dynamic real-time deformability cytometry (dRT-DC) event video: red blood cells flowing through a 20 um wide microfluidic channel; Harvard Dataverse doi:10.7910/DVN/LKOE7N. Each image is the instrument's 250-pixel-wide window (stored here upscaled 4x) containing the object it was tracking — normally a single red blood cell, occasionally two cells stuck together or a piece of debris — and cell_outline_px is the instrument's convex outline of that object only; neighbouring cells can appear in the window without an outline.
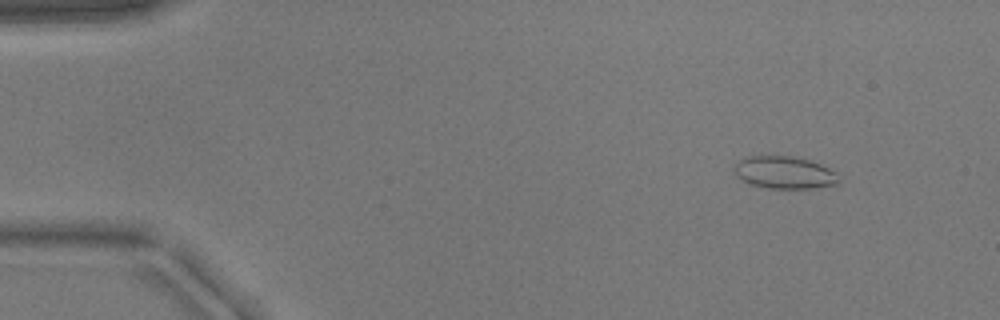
{"species": "common noctule bat (a hibernating species)", "species_latin": "Nyctalus noctula", "temperature_condition": "warm", "stored_images_in_passage": 52, "camera_frame_rate_fps": 3000, "um_per_image_px": 0.085, "animal": {"sex": "male", "body_mass_g": 17.9}, "frame": {"image": 1, "passage_image": 5, "time_ms": 1.333, "image_size_px": [1000, 320], "cell_outline_px": [[840, 180], [836, 184], [812, 188], [768, 188], [748, 184], [740, 180], [736, 176], [736, 164], [744, 156], [792, 156], [812, 160], [836, 172]], "centroid_in_image_um": [66.67, 14.66], "position_along_channel_um": 18.3, "area_um2": 19.77}}
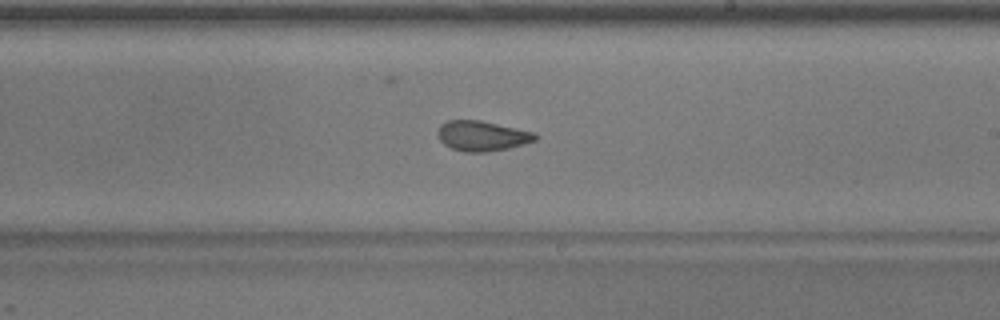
{"frame": {"image": 2, "passage_image": 30, "time_ms": 9.667, "image_size_px": [1000, 320], "cell_outline_px": [[540, 136], [536, 140], [524, 144], [508, 148], [488, 152], [464, 152], [452, 148], [444, 144], [440, 140], [436, 132], [440, 124], [448, 120], [480, 120], [516, 128], [532, 132]], "centroid_in_image_um": [40.96, 11.55], "position_along_channel_um": 248.0, "area_um2": 17.17}}
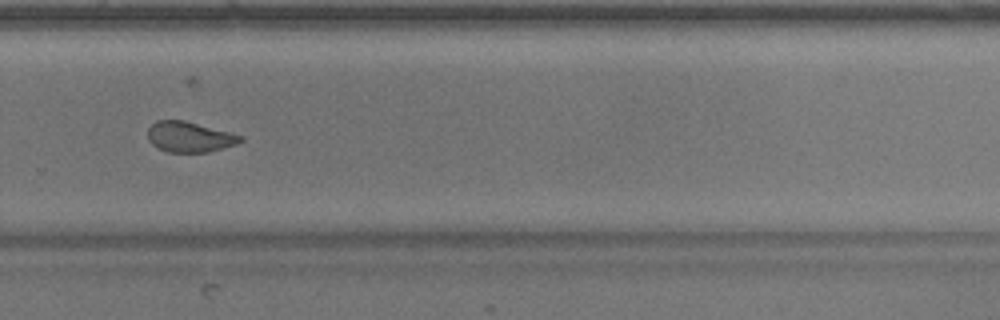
{"frame": {"image": 3, "passage_image": 35, "time_ms": 11.333, "image_size_px": [1000, 320], "cell_outline_px": [[244, 140], [236, 144], [208, 152], [168, 152], [156, 148], [148, 140], [148, 128], [156, 120], [184, 120], [244, 136]], "centroid_in_image_um": [16.09, 11.64], "position_along_channel_um": 313.7, "area_um2": 16.47}}